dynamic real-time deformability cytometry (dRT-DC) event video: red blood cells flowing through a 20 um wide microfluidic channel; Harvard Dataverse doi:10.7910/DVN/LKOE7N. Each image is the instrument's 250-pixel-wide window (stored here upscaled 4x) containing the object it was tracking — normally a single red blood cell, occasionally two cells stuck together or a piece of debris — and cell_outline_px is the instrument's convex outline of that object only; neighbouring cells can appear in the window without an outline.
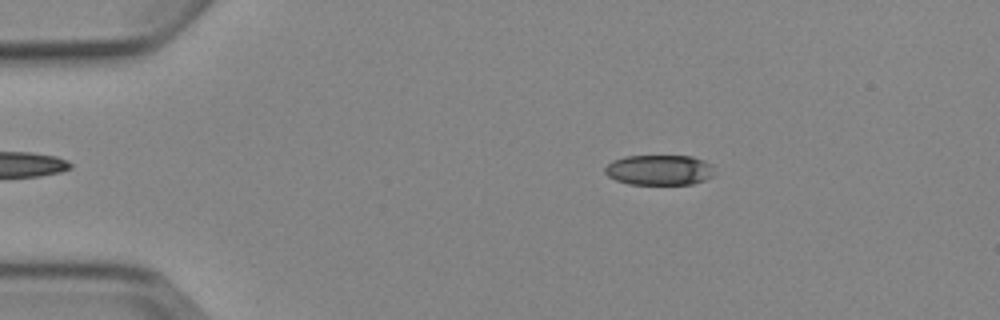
{"species": "Egyptian fruit bat (a non-hibernating species)", "species_latin": "Rousettus aegyptiacus", "temperature_condition": "cold", "stored_images_in_passage": 4, "camera_frame_rate_fps": 3000, "um_per_image_px": 0.085, "animal": {"sex": "female"}, "frame": {"image": 1, "passage_image": 1, "time_ms": 0.0, "image_size_px": [1000, 320], "cell_outline_px": [[716, 176], [692, 184], [628, 184], [616, 180], [608, 176], [604, 172], [604, 168], [612, 160], [624, 156], [692, 156], [704, 160], [712, 164]], "centroid_in_image_um": [56.07, 14.45], "position_along_channel_um": 28.9, "area_um2": 19.59}}
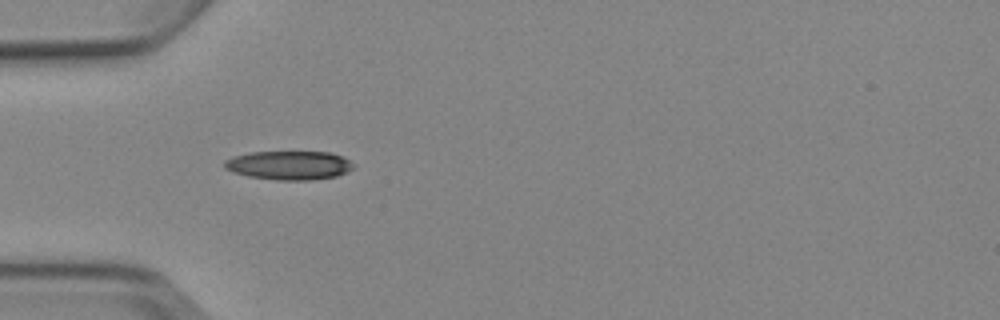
{"frame": {"image": 2, "passage_image": 3, "time_ms": 2.333, "image_size_px": [1000, 320], "cell_outline_px": [[356, 164], [348, 172], [336, 176], [312, 180], [276, 180], [248, 176], [232, 172], [224, 168], [224, 160], [232, 156], [252, 152], [328, 152], [344, 156]], "centroid_in_image_um": [24.59, 14.05], "position_along_channel_um": 60.4, "area_um2": 21.91}}
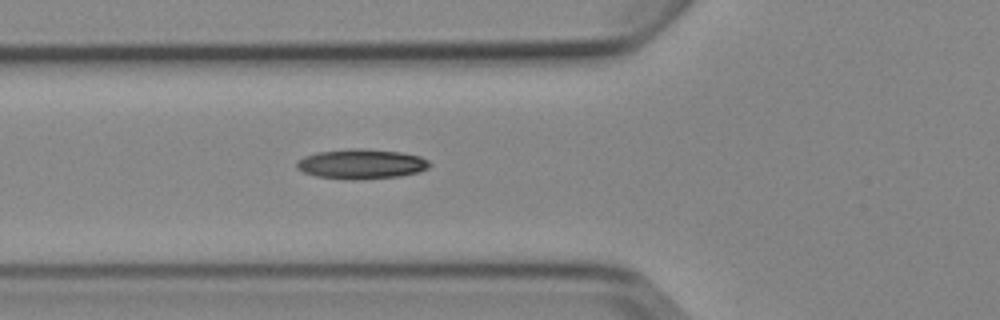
{"frame": {"image": 3, "passage_image": 4, "time_ms": 3.333, "image_size_px": [1000, 320], "cell_outline_px": [[432, 164], [428, 168], [420, 172], [400, 176], [356, 180], [344, 180], [316, 176], [304, 172], [296, 168], [296, 160], [304, 156], [316, 152], [348, 148], [360, 148], [400, 152], [420, 156], [428, 160]], "centroid_in_image_um": [30.7, 13.94], "position_along_channel_um": 95.1, "area_um2": 23.47}}